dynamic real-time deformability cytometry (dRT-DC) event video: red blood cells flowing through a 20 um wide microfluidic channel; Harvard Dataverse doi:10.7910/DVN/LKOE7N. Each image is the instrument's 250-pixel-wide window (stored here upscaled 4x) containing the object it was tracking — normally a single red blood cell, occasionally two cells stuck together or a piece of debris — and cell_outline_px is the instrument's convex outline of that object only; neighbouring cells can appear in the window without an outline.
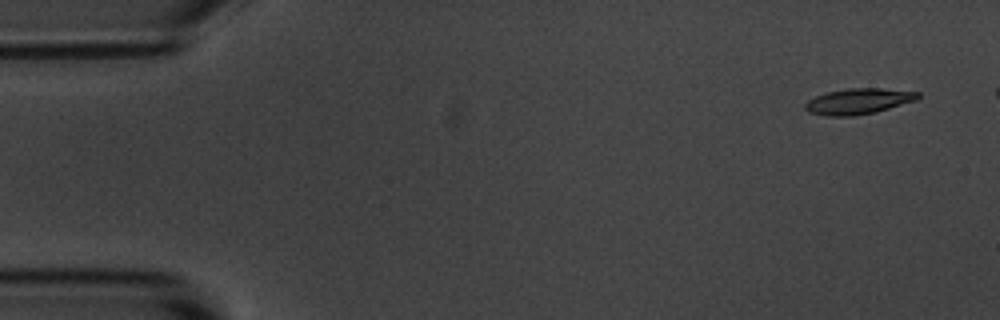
{"species": "common noctule bat (a hibernating species)", "species_latin": "Nyctalus noctula", "temperature_condition": "room temperature", "stored_images_in_passage": 7, "camera_frame_rate_fps": 3000, "um_per_image_px": 0.085, "animal": {"sex": "male", "body_mass_g": 20.1, "forearm_length_mm": 53.5}, "frame": {"image": 1, "passage_image": 1, "time_ms": 0.0, "image_size_px": [1000, 320], "cell_outline_px": [[920, 96], [916, 100], [876, 112], [852, 116], [828, 116], [808, 112], [804, 108], [804, 104], [808, 100], [816, 96], [828, 92], [848, 88], [880, 88], [920, 92]], "centroid_in_image_um": [72.95, 8.61], "position_along_channel_um": 12.0, "area_um2": 16.88}}
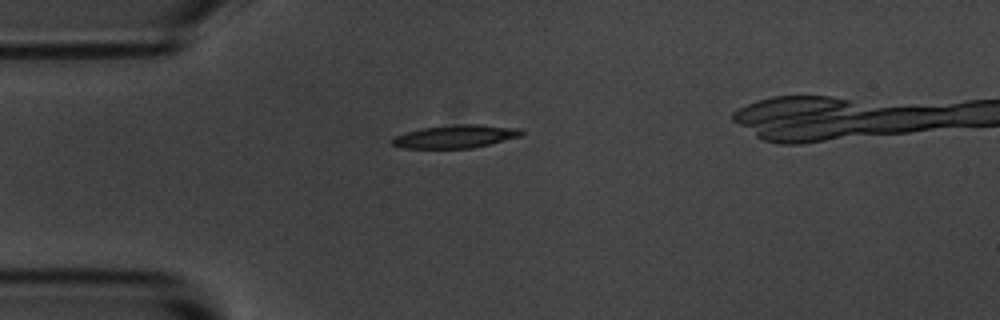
{"frame": {"image": 2, "passage_image": 4, "time_ms": 3.667, "image_size_px": [1000, 320], "cell_outline_px": [[524, 132], [520, 136], [472, 148], [404, 148], [392, 144], [388, 140], [396, 136], [408, 132], [424, 128], [456, 124], [480, 124], [524, 128]], "centroid_in_image_um": [38.75, 11.59], "position_along_channel_um": 46.2, "area_um2": 17.28}}
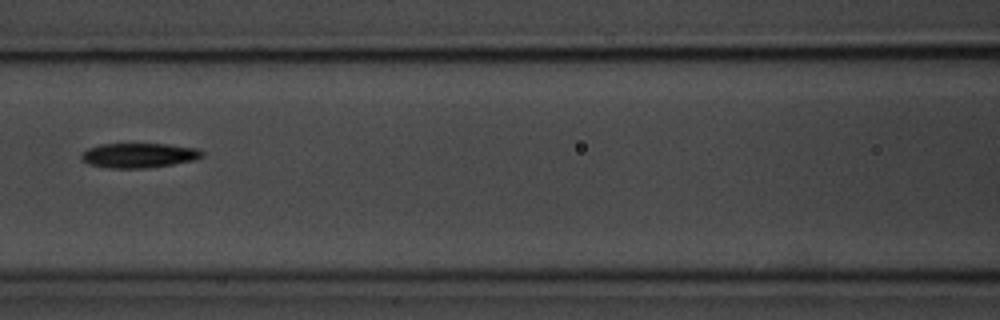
{"frame": {"image": 3, "passage_image": 7, "time_ms": 7.0, "image_size_px": [1000, 320], "cell_outline_px": [[204, 156], [196, 160], [172, 164], [144, 168], [108, 168], [88, 164], [80, 160], [80, 156], [88, 148], [100, 144], [168, 144], [196, 148], [204, 152]], "centroid_in_image_um": [11.8, 13.21], "position_along_channel_um": 154.8, "area_um2": 17.46}}